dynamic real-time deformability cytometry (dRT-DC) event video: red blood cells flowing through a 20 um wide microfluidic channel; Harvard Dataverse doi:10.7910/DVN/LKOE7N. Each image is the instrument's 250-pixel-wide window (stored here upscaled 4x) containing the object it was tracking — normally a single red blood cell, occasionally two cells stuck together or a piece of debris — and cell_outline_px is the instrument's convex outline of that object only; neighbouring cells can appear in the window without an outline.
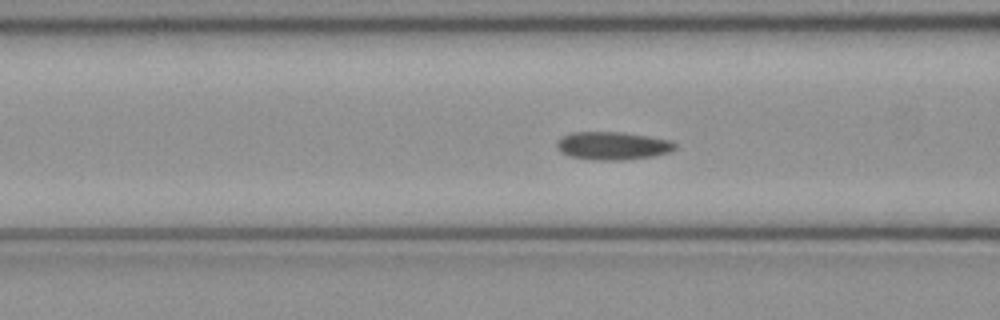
{"species": "common noctule bat (a hibernating species)", "species_latin": "Nyctalus noctula", "temperature_condition": "cold", "stored_images_in_passage": 44, "camera_frame_rate_fps": 3000, "um_per_image_px": 0.085, "animal": {"sex": "female", "body_mass_g": 21.9}, "frame": {"image": 1, "passage_image": 13, "time_ms": 4.0, "image_size_px": [1000, 320], "cell_outline_px": [[676, 148], [672, 152], [652, 156], [624, 160], [600, 160], [568, 156], [560, 152], [556, 148], [556, 140], [560, 136], [572, 132], [624, 132], [672, 140], [676, 144]], "centroid_in_image_um": [52.06, 12.38], "position_along_channel_um": 114.5, "area_um2": 19.59}}
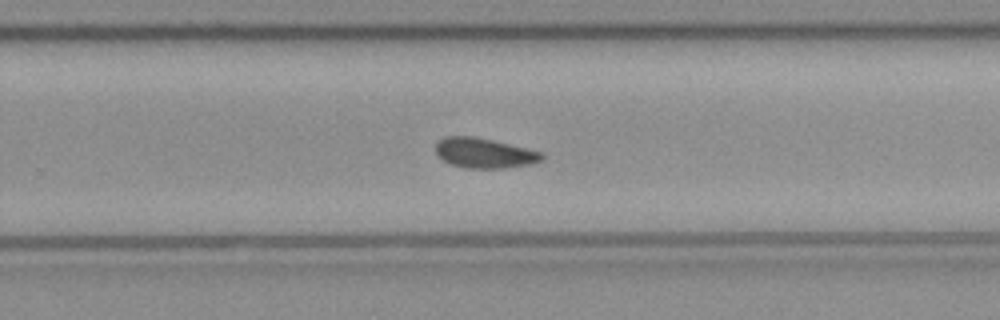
{"frame": {"image": 2, "passage_image": 26, "time_ms": 8.333, "image_size_px": [1000, 320], "cell_outline_px": [[544, 160], [532, 164], [504, 168], [464, 168], [452, 164], [444, 160], [436, 152], [436, 140], [444, 136], [476, 136], [544, 152]], "centroid_in_image_um": [41.2, 13.0], "position_along_channel_um": 288.6, "area_um2": 18.79}}
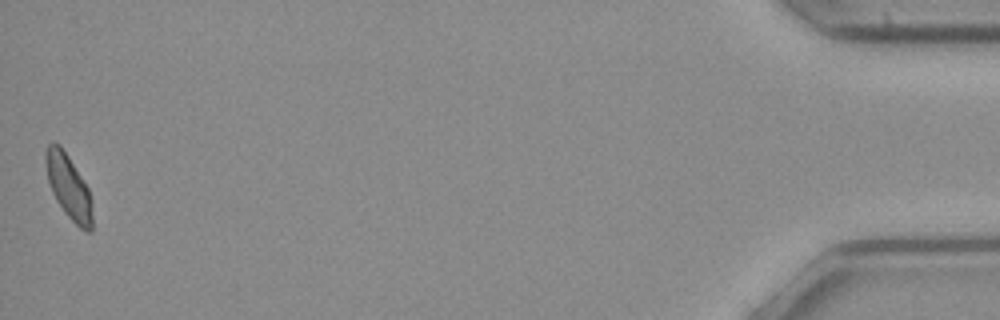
{"frame": {"image": 3, "passage_image": 44, "time_ms": 14.333, "image_size_px": [1000, 320], "cell_outline_px": [[92, 232], [88, 232], [80, 228], [64, 212], [56, 200], [52, 192], [48, 180], [44, 160], [44, 152], [48, 144], [52, 140], [60, 144], [68, 156], [88, 188], [92, 200]], "centroid_in_image_um": [5.81, 15.85], "position_along_channel_um": 429.4, "area_um2": 17.57}, "authors_computed_cell_mechanics": {"area_um2": 18.5538, "velocity_mm_per_s": 4.0238, "shape_relaxation_time_tau1_ms": 6.4015, "shape_relaxation_time_tau2_ms": 3.8539, "deformation_change_tau1": 0.1284, "deformation_change_tau2": 0.0952}}